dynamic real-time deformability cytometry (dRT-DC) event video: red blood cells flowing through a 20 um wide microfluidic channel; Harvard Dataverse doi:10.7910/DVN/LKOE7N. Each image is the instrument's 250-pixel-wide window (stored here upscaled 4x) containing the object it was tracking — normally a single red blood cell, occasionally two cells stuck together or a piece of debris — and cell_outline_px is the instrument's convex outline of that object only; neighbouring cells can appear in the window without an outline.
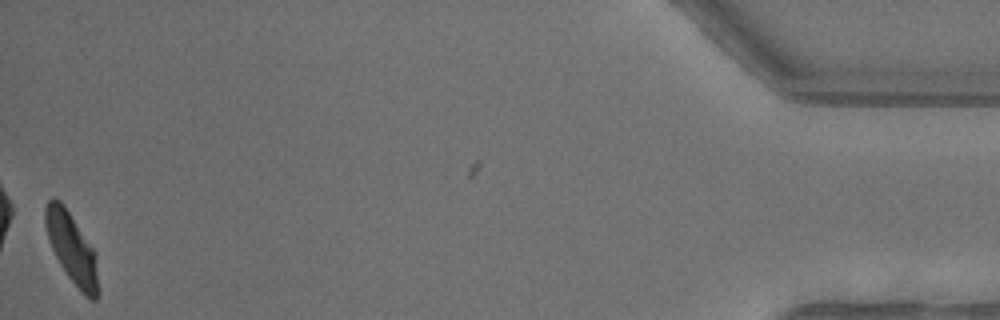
{"species": "common noctule bat (a hibernating species)", "species_latin": "Nyctalus noctula", "temperature_condition": "warm", "stored_images_in_passage": 40, "camera_frame_rate_fps": 3000, "um_per_image_px": 0.085, "animal": {"sex": "female"}, "frame": {"image": 1, "passage_image": 39, "time_ms": 12.667, "image_size_px": [1000, 320], "cell_outline_px": [[100, 292], [96, 300], [88, 300], [84, 296], [68, 276], [60, 264], [52, 248], [44, 224], [44, 208], [48, 200], [60, 200], [64, 204], [96, 252]], "centroid_in_image_um": [6.14, 21.15], "position_along_channel_um": 429.1, "area_um2": 21.96}, "authors_computed_cell_mechanics": {"area_um2": 23.6402, "velocity_mm_per_s": 4.0142, "shape_relaxation_time_tau1_ms": 3.4792, "shape_relaxation_time_tau2_ms": 3.2036, "deformation_change_tau1": 0.1634, "deformation_change_tau2": 0.089}}